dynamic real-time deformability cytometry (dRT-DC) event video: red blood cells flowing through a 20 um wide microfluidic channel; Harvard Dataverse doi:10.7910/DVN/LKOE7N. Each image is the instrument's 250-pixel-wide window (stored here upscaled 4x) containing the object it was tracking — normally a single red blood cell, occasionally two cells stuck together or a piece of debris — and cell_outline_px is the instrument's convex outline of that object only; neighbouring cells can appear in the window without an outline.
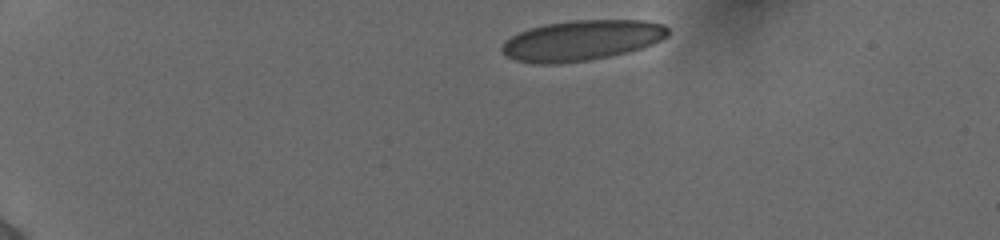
{"species": "human", "species_latin": "Homo sapiens", "temperature_condition": "cold", "stored_images_in_passage": 43, "camera_frame_rate_fps": 3000, "um_per_image_px": 0.085, "donor": {"sex": "female"}, "frame": {"image": 1, "passage_image": 1, "time_ms": 0.0, "image_size_px": [1000, 240], "cell_outline_px": [[668, 36], [652, 44], [628, 52], [588, 60], [560, 64], [532, 64], [516, 60], [504, 56], [500, 52], [500, 48], [512, 36], [528, 28], [544, 24], [572, 20], [644, 20], [664, 24], [668, 28]], "centroid_in_image_um": [49.42, 3.44], "position_along_channel_um": 35.6, "area_um2": 39.25}}
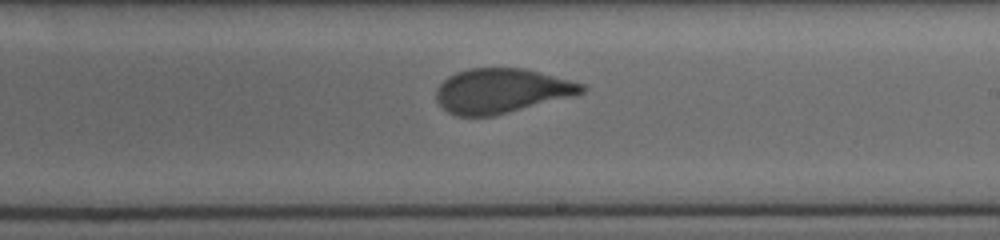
{"frame": {"image": 2, "passage_image": 24, "time_ms": 7.667, "image_size_px": [1000, 240], "cell_outline_px": [[588, 88], [584, 92], [572, 96], [492, 116], [456, 116], [448, 112], [436, 100], [436, 88], [448, 76], [456, 72], [468, 68], [524, 68], [540, 72], [584, 84]], "centroid_in_image_um": [42.6, 7.71], "position_along_channel_um": 246.4, "area_um2": 37.63}}
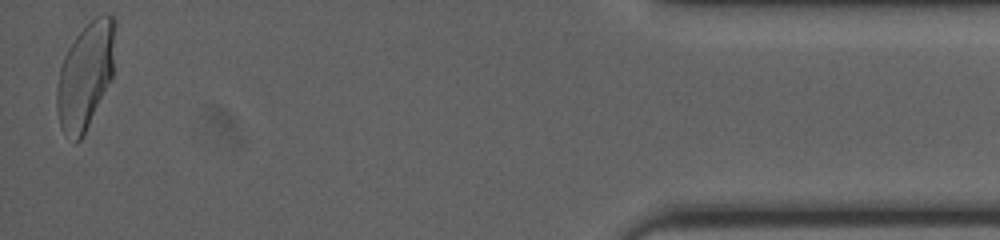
{"frame": {"image": 3, "passage_image": 43, "time_ms": 14.0, "image_size_px": [1000, 240], "cell_outline_px": [[116, 24], [112, 76], [84, 136], [76, 144], [72, 144], [60, 128], [56, 108], [56, 88], [60, 68], [64, 56], [68, 48], [76, 36], [96, 16], [104, 12], [108, 12], [116, 20]], "centroid_in_image_um": [7.25, 6.46], "position_along_channel_um": 428.0, "area_um2": 36.53}}